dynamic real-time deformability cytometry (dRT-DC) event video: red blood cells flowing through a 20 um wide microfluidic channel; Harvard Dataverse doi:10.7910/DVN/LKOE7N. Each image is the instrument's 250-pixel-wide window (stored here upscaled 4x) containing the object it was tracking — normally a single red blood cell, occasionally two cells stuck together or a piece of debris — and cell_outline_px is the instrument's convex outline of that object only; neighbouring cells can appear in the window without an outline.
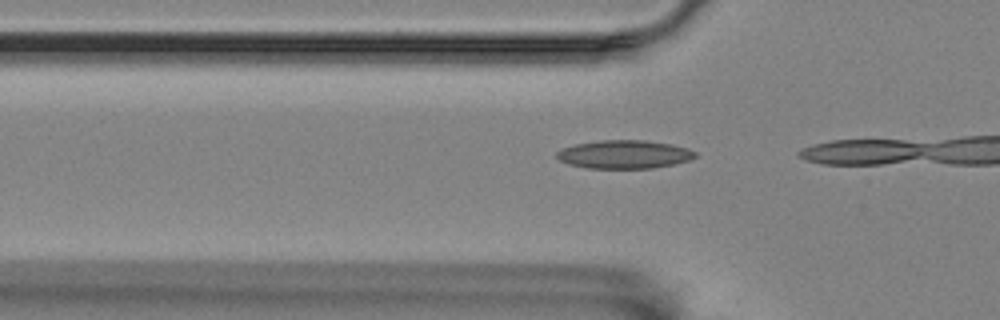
{"species": "Egyptian fruit bat (a non-hibernating species)", "species_latin": "Rousettus aegyptiacus", "temperature_condition": "room temperature", "stored_images_in_passage": 15, "camera_frame_rate_fps": 3000, "um_per_image_px": 0.085, "animal": {"sex": "female"}, "frame": {"image": 1, "passage_image": 13, "time_ms": 4.0, "image_size_px": [1000, 320], "cell_outline_px": [[696, 156], [692, 160], [676, 164], [652, 168], [588, 168], [568, 164], [560, 160], [556, 156], [556, 152], [560, 148], [576, 144], [600, 140], [644, 140], [672, 144], [688, 148], [696, 152]], "centroid_in_image_um": [53.08, 13.12], "position_along_channel_um": 72.7, "area_um2": 23.06}}